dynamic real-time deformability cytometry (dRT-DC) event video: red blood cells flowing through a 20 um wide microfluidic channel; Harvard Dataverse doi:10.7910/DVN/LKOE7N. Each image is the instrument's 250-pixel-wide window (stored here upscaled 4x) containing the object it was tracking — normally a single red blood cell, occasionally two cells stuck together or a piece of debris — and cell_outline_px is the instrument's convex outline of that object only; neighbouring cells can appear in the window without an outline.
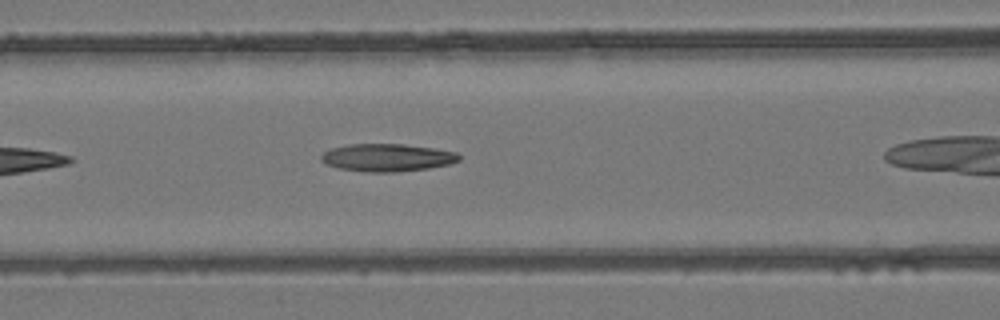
{"species": "common noctule bat (a hibernating species)", "species_latin": "Nyctalus noctula", "temperature_condition": "room temperature", "stored_images_in_passage": 14, "camera_frame_rate_fps": 3000, "um_per_image_px": 0.085, "animal": {"sex": "female", "body_mass_g": 24.6, "forearm_length_mm": 56.2}, "frame": {"image": 1, "passage_image": 8, "time_ms": 2.333, "image_size_px": [1000, 320], "cell_outline_px": [[460, 160], [448, 164], [428, 168], [396, 172], [368, 172], [340, 168], [328, 164], [320, 160], [320, 156], [324, 152], [332, 148], [348, 144], [404, 144], [432, 148], [456, 152], [460, 156]], "centroid_in_image_um": [32.9, 13.39], "position_along_channel_um": 133.7, "area_um2": 22.02}}